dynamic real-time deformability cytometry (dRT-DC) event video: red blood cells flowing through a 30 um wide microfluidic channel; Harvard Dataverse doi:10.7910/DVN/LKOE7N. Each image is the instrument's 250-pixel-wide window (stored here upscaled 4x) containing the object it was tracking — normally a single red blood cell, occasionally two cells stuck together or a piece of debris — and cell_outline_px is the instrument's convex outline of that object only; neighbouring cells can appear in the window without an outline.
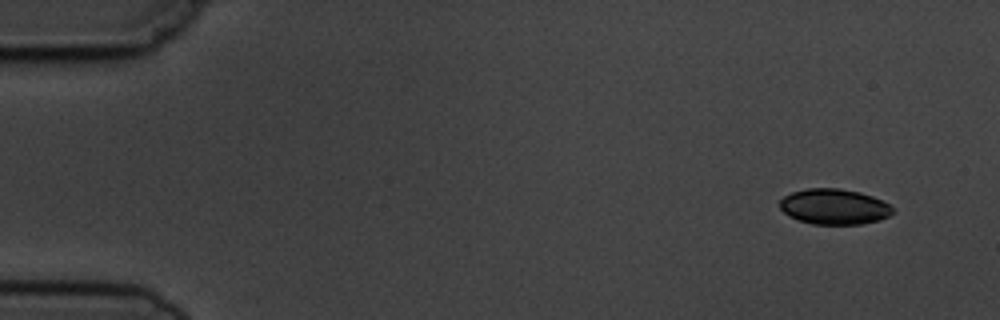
{"species": "common noctule bat (a hibernating species)", "species_latin": "Nyctalus noctula", "temperature_condition": "cold", "stored_images_in_passage": 4, "camera_frame_rate_fps": 3000, "um_per_image_px": 0.085, "animal": {"sex": "male", "body_mass_g": 19.5, "forearm_length_mm": 54.6}, "frame": {"image": 1, "passage_image": 1, "time_ms": 0.0, "image_size_px": [1000, 320], "cell_outline_px": [[896, 212], [880, 220], [860, 224], [812, 224], [800, 220], [784, 212], [780, 208], [780, 200], [784, 196], [792, 192], [808, 188], [840, 188], [860, 192], [872, 196], [896, 208]], "centroid_in_image_um": [70.95, 17.56], "position_along_channel_um": 14.1, "area_um2": 23.35}}
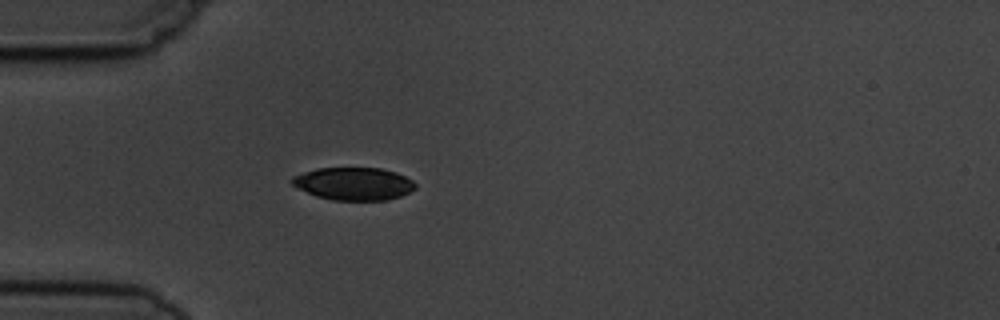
{"frame": {"image": 2, "passage_image": 4, "time_ms": 4.0, "image_size_px": [1000, 320], "cell_outline_px": [[416, 188], [400, 196], [388, 200], [332, 200], [316, 196], [292, 184], [292, 176], [316, 168], [380, 168], [396, 172], [412, 180], [416, 184]], "centroid_in_image_um": [30.08, 15.61], "position_along_channel_um": 54.9, "area_um2": 23.35}}